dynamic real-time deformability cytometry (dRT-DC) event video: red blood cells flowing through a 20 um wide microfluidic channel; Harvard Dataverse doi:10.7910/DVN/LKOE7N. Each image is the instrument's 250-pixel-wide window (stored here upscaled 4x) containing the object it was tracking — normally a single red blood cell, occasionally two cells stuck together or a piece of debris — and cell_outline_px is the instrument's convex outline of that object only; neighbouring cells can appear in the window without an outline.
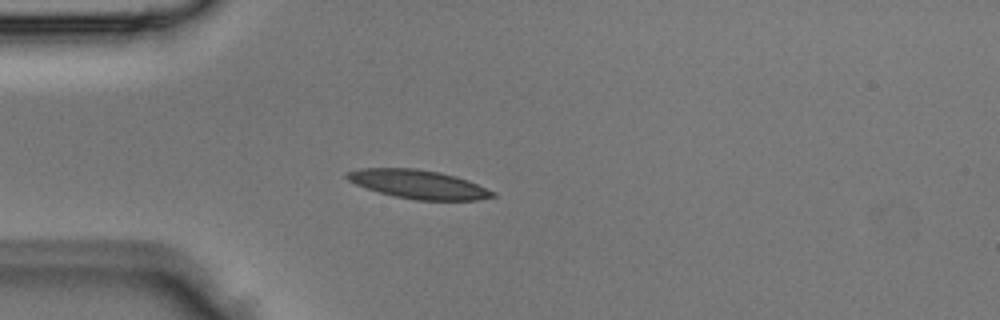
{"species": "Egyptian fruit bat (a non-hibernating species)", "species_latin": "Rousettus aegyptiacus", "temperature_condition": "room temperature", "stored_images_in_passage": 4, "camera_frame_rate_fps": 3000, "um_per_image_px": 0.085, "animal": {"sex": "male"}, "frame": {"image": 1, "passage_image": 4, "time_ms": 1.0, "image_size_px": [1000, 320], "cell_outline_px": [[496, 196], [476, 200], [416, 200], [396, 196], [380, 192], [356, 184], [348, 180], [344, 176], [348, 172], [360, 168], [416, 168], [440, 172], [456, 176], [468, 180], [496, 192]], "centroid_in_image_um": [35.59, 15.66], "position_along_channel_um": 49.4, "area_um2": 24.22}}